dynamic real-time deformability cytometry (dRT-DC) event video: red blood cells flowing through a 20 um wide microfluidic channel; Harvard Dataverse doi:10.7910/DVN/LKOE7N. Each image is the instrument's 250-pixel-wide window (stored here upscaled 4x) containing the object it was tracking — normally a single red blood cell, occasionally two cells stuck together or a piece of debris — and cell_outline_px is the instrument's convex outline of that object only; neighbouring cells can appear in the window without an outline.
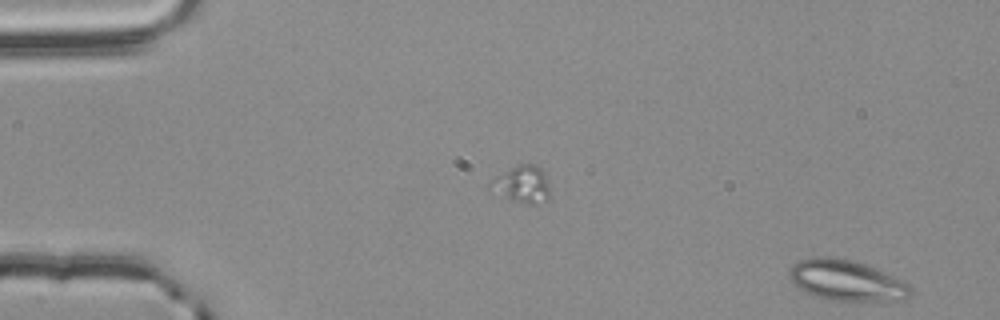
{"species": "common noctule bat (a hibernating species)", "species_latin": "Nyctalus noctula", "temperature_condition": "room temperature", "stored_images_in_passage": 54, "camera_frame_rate_fps": 3000, "um_per_image_px": 0.085, "animal": {"sex": "male", "body_mass_g": 20.4}, "frame": {"image": 1, "passage_image": 1, "time_ms": 0.0, "image_size_px": [1000, 320], "cell_outline_px": [[912, 296], [908, 300], [832, 300], [816, 296], [792, 284], [788, 276], [788, 272], [800, 260], [812, 256], [820, 256], [852, 260], [864, 264], [904, 280], [912, 288]], "centroid_in_image_um": [71.99, 23.84], "position_along_channel_um": 13.0, "area_um2": 28.55}}
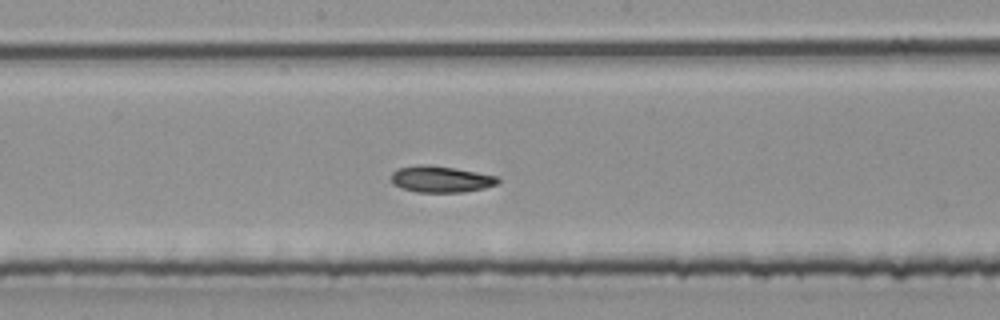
{"frame": {"image": 2, "passage_image": 28, "time_ms": 9.0, "image_size_px": [1000, 320], "cell_outline_px": [[500, 180], [496, 184], [484, 188], [464, 192], [416, 192], [392, 184], [392, 172], [400, 168], [420, 164], [428, 164], [500, 176]], "centroid_in_image_um": [37.49, 15.23], "position_along_channel_um": 210.7, "area_um2": 16.3}}
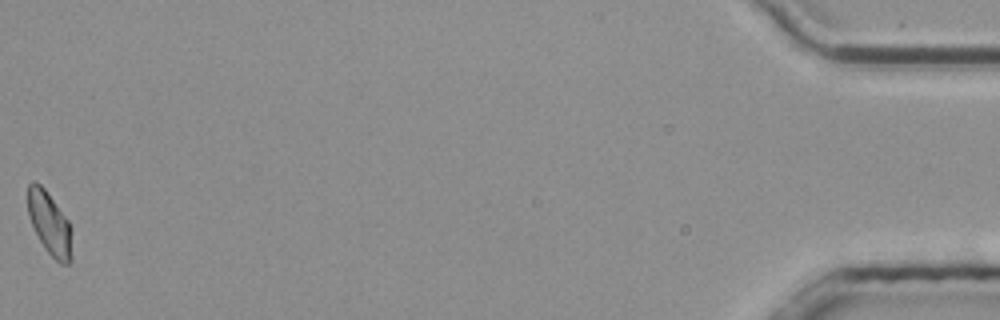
{"frame": {"image": 3, "passage_image": 54, "time_ms": 17.667, "image_size_px": [1000, 320], "cell_outline_px": [[72, 260], [68, 264], [60, 264], [44, 248], [28, 216], [28, 184], [32, 180], [36, 180], [44, 188], [68, 220], [72, 256]], "centroid_in_image_um": [4.19, 18.99], "position_along_channel_um": 431.0, "area_um2": 15.9}}